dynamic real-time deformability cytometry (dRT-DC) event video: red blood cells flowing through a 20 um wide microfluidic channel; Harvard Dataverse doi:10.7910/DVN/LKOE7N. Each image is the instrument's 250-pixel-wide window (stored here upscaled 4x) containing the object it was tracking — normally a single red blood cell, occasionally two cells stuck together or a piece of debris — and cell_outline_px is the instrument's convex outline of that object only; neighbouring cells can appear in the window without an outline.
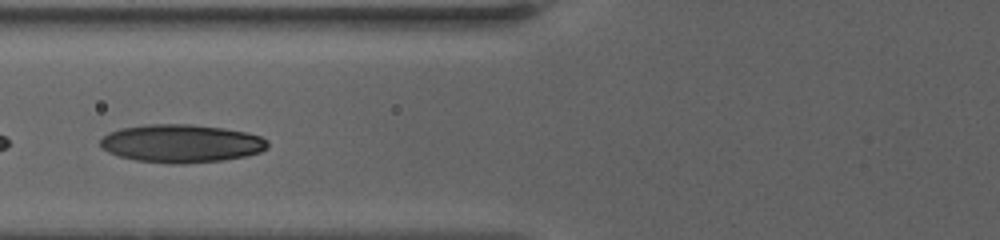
{"species": "human", "species_latin": "Homo sapiens", "temperature_condition": "warm", "stored_images_in_passage": 18, "camera_frame_rate_fps": 3000, "um_per_image_px": 0.085, "donor": {"sex": "female"}, "frame": {"image": 1, "passage_image": 6, "time_ms": 3.0, "image_size_px": [1000, 240], "cell_outline_px": [[268, 148], [260, 152], [248, 156], [224, 160], [184, 164], [172, 164], [136, 160], [120, 156], [108, 152], [100, 148], [100, 140], [108, 132], [120, 128], [148, 124], [192, 124], [224, 128], [244, 132], [260, 136], [268, 140]], "centroid_in_image_um": [15.41, 12.2], "position_along_channel_um": 110.4, "area_um2": 37.45}}
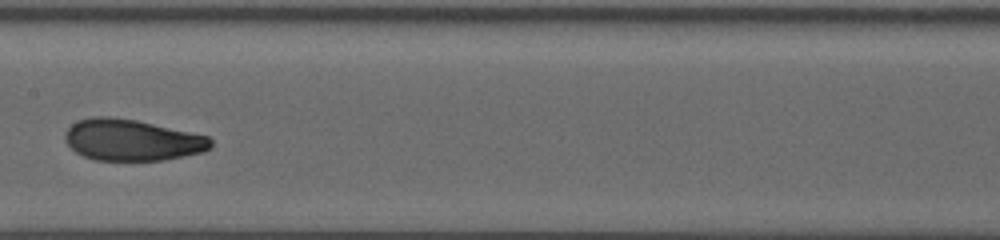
{"frame": {"image": 2, "passage_image": 13, "time_ms": 5.667, "image_size_px": [1000, 240], "cell_outline_px": [[212, 148], [204, 152], [164, 160], [96, 160], [84, 156], [76, 152], [64, 140], [64, 132], [72, 124], [80, 120], [92, 116], [112, 116], [136, 120], [208, 136], [212, 140]], "centroid_in_image_um": [11.21, 11.9], "position_along_channel_um": 196.2, "area_um2": 35.14}}
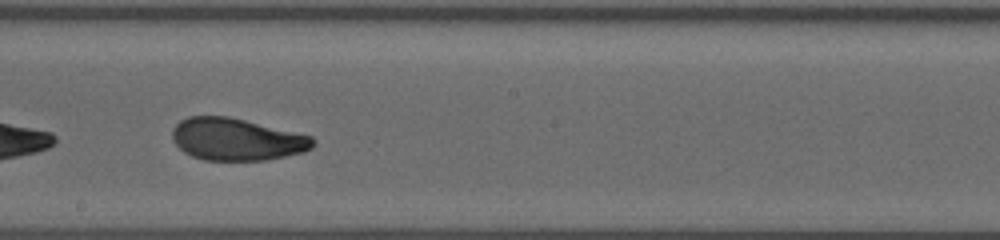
{"frame": {"image": 3, "passage_image": 16, "time_ms": 6.667, "image_size_px": [1000, 240], "cell_outline_px": [[316, 144], [312, 148], [304, 152], [268, 160], [204, 160], [192, 156], [184, 152], [176, 144], [172, 136], [172, 128], [180, 120], [188, 116], [228, 116], [312, 136], [316, 140]], "centroid_in_image_um": [20.13, 11.84], "position_along_channel_um": 228.1, "area_um2": 34.68}}